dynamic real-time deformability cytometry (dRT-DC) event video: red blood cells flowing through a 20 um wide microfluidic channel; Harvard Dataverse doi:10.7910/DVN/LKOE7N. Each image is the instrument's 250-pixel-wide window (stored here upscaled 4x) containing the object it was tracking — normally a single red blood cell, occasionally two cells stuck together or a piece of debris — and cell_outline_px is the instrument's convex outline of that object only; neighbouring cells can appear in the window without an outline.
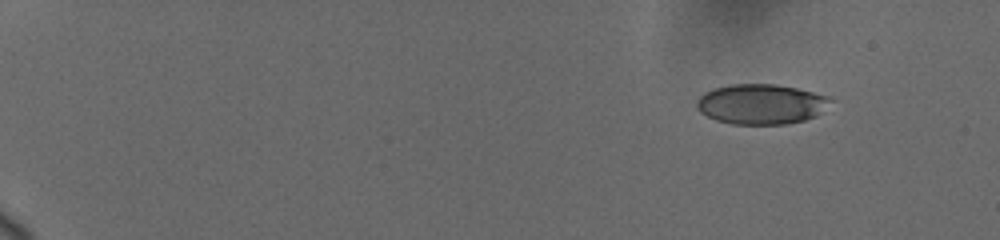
{"species": "human", "species_latin": "Homo sapiens", "temperature_condition": "cold", "stored_images_in_passage": 5, "camera_frame_rate_fps": 3000, "um_per_image_px": 0.085, "donor": {"sex": "female"}, "frame": {"image": 1, "passage_image": 1, "time_ms": 0.0, "image_size_px": [1000, 240], "cell_outline_px": [[836, 100], [816, 116], [804, 120], [784, 124], [732, 124], [716, 120], [700, 112], [696, 104], [700, 96], [704, 92], [716, 88], [732, 84], [776, 84], [796, 88], [828, 96]], "centroid_in_image_um": [64.73, 8.85], "position_along_channel_um": 20.3, "area_um2": 31.27}}